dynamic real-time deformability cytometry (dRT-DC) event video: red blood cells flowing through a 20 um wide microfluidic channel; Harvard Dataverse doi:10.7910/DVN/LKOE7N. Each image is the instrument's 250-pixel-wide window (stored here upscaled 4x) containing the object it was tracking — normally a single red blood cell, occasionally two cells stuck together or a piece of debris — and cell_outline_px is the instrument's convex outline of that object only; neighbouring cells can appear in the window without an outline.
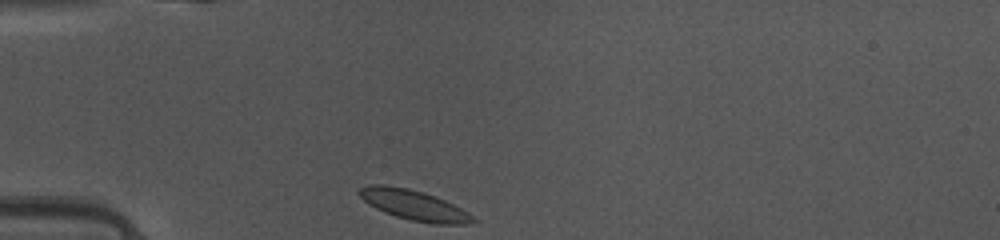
{"species": "common noctule bat (a hibernating species)", "species_latin": "Nyctalus noctula", "temperature_condition": "warm", "stored_images_in_passage": 36, "camera_frame_rate_fps": 3000, "um_per_image_px": 0.085, "animal": {"sex": "female", "body_mass_g": 10.0, "forearm_length_mm": 53.1}, "frame": {"image": 1, "passage_image": 1, "time_ms": 0.0, "image_size_px": [1000, 240], "cell_outline_px": [[480, 220], [464, 224], [432, 224], [412, 220], [396, 216], [384, 212], [368, 204], [356, 192], [360, 188], [368, 184], [384, 184], [408, 188], [436, 196], [468, 212]], "centroid_in_image_um": [35.18, 17.43], "position_along_channel_um": 49.8, "area_um2": 20.0}}
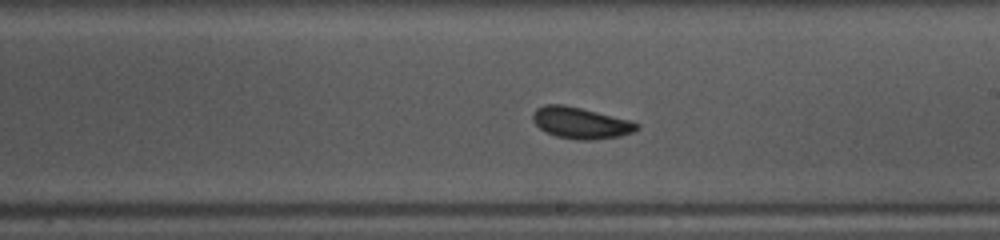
{"frame": {"image": 2, "passage_image": 16, "time_ms": 5.0, "image_size_px": [1000, 240], "cell_outline_px": [[640, 128], [636, 132], [620, 136], [592, 140], [576, 140], [556, 136], [544, 132], [532, 120], [532, 112], [536, 108], [544, 104], [564, 104], [632, 120], [640, 124]], "centroid_in_image_um": [49.38, 10.45], "position_along_channel_um": 239.6, "area_um2": 19.42}}
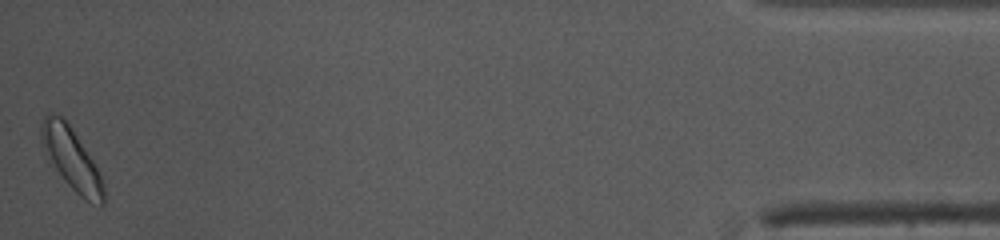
{"frame": {"image": 3, "passage_image": 36, "time_ms": 11.667, "image_size_px": [1000, 240], "cell_outline_px": [[104, 204], [100, 204], [84, 200], [64, 180], [48, 160], [40, 140], [40, 124], [44, 116], [48, 112], [52, 112], [60, 116], [68, 124], [100, 172], [104, 184]], "centroid_in_image_um": [6.03, 13.49], "position_along_channel_um": 429.2, "area_um2": 22.14}, "authors_computed_cell_mechanics": {"area_um2": 18.7561, "velocity_mm_per_s": 4.0996, "shape_relaxation_time_tau1_ms": 2.2173, "shape_relaxation_time_tau2_ms": 1.536, "deformation_change_tau1": 0.0674, "deformation_change_tau2": 0.0443}}